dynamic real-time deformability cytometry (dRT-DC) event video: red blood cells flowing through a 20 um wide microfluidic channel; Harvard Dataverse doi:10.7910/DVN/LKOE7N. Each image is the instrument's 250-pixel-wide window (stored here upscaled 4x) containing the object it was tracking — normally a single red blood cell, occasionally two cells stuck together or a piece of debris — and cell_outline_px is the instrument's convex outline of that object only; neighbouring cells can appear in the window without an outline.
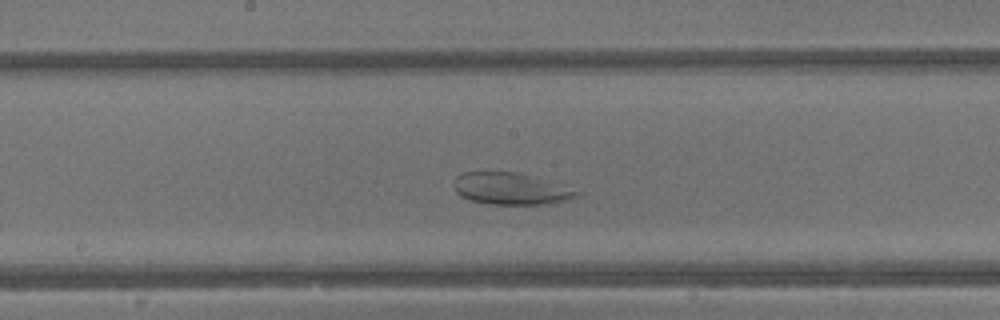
{"species": "common noctule bat (a hibernating species)", "species_latin": "Nyctalus noctula", "temperature_condition": "warm", "stored_images_in_passage": 40, "camera_frame_rate_fps": 3000, "um_per_image_px": 0.085, "animal": {"sex": "male", "body_mass_g": 13.3}, "frame": {"image": 1, "passage_image": 20, "time_ms": 6.333, "image_size_px": [1000, 320], "cell_outline_px": [[580, 192], [576, 196], [568, 200], [556, 204], [488, 204], [472, 200], [460, 196], [456, 192], [456, 176], [460, 172], [516, 172]], "centroid_in_image_um": [43.36, 16.06], "position_along_channel_um": 204.8, "area_um2": 22.14}}
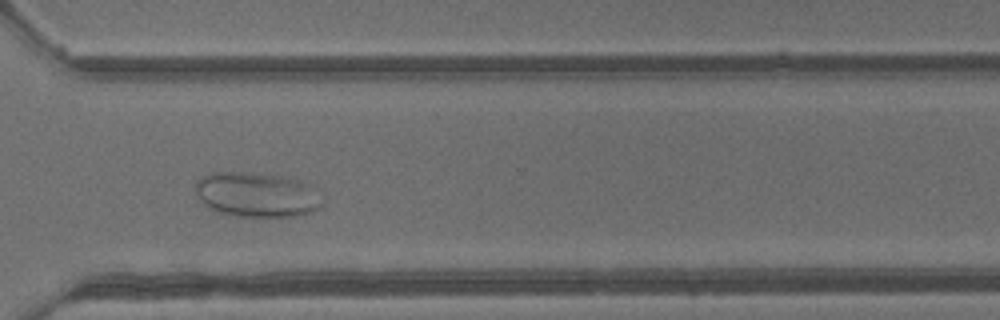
{"frame": {"image": 2, "passage_image": 29, "time_ms": 9.333, "image_size_px": [1000, 320], "cell_outline_px": [[324, 200], [320, 208], [312, 212], [300, 216], [280, 220], [264, 220], [236, 216], [220, 212], [208, 208], [200, 200], [196, 192], [196, 180], [200, 176], [208, 172], [248, 172], [284, 176], [300, 180], [312, 184]], "centroid_in_image_um": [21.89, 16.6], "position_along_channel_um": 348.7, "area_um2": 34.85}}
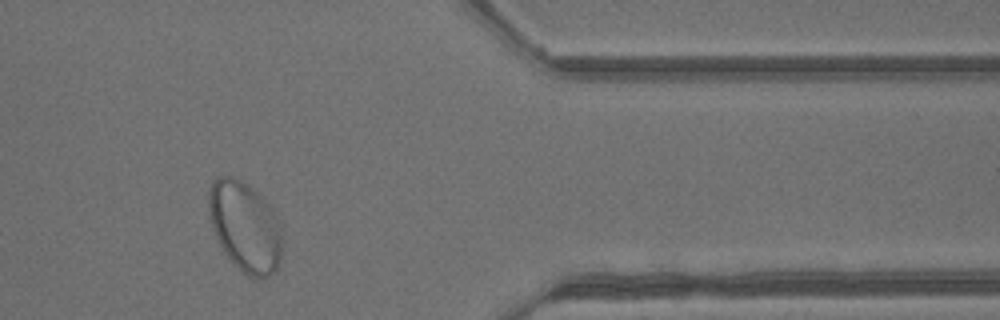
{"frame": {"image": 3, "passage_image": 33, "time_ms": 10.667, "image_size_px": [1000, 320], "cell_outline_px": [[280, 260], [276, 268], [268, 276], [248, 276], [224, 252], [216, 236], [208, 212], [208, 192], [216, 176], [228, 176], [240, 180], [252, 188], [272, 208], [276, 216], [280, 228]], "centroid_in_image_um": [20.8, 19.22], "position_along_channel_um": 390.6, "area_um2": 37.63}}